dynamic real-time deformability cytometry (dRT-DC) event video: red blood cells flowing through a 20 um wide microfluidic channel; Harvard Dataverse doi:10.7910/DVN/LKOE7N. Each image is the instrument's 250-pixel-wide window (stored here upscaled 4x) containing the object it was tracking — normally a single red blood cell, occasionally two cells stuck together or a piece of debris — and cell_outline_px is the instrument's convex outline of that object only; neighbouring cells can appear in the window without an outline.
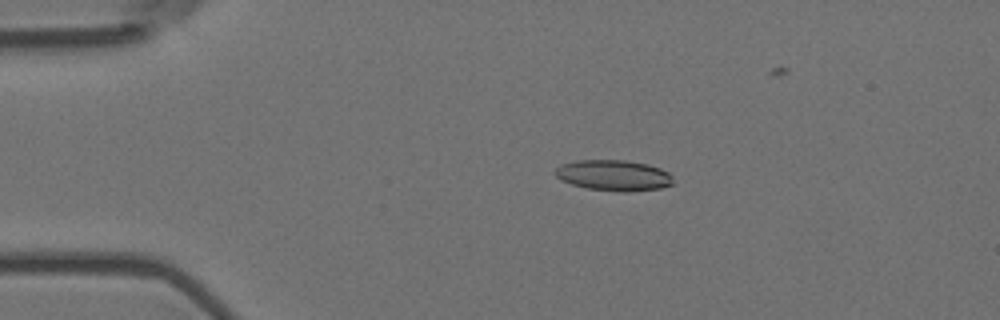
{"species": "Egyptian fruit bat (a non-hibernating species)", "species_latin": "Rousettus aegyptiacus", "temperature_condition": "room temperature", "stored_images_in_passage": 8, "camera_frame_rate_fps": 3000, "um_per_image_px": 0.085, "animal": {"sex": "female"}, "frame": {"image": 1, "passage_image": 4, "time_ms": 1.0, "image_size_px": [1000, 320], "cell_outline_px": [[672, 184], [660, 188], [628, 192], [620, 192], [588, 188], [572, 184], [560, 180], [552, 172], [556, 168], [564, 164], [576, 160], [624, 160], [648, 164], [660, 168], [668, 172], [672, 176]], "centroid_in_image_um": [52.15, 14.9], "position_along_channel_um": 32.8, "area_um2": 21.15}}
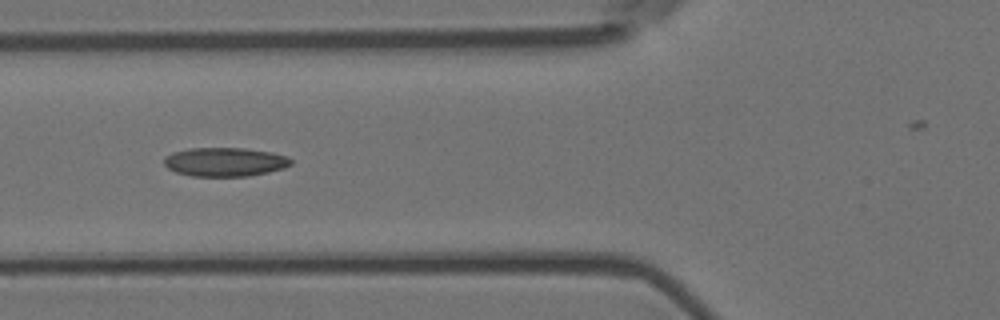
{"frame": {"image": 2, "passage_image": 7, "time_ms": 2.0, "image_size_px": [1000, 320], "cell_outline_px": [[292, 164], [284, 168], [268, 172], [248, 176], [192, 176], [176, 172], [168, 168], [164, 164], [164, 156], [172, 152], [188, 148], [244, 148], [272, 152], [288, 156], [292, 160]], "centroid_in_image_um": [19.12, 13.76], "position_along_channel_um": 106.7, "area_um2": 21.5}}
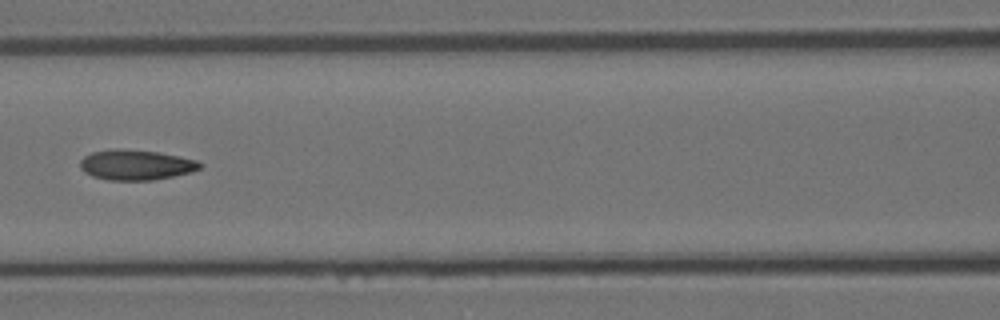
{"frame": {"image": 3, "passage_image": 8, "time_ms": 2.333, "image_size_px": [1000, 320], "cell_outline_px": [[204, 164], [200, 168], [192, 172], [152, 180], [108, 180], [92, 176], [84, 172], [80, 168], [80, 160], [84, 156], [92, 152], [112, 148], [120, 148], [160, 152], [180, 156], [196, 160]], "centroid_in_image_um": [11.55, 14.0], "position_along_channel_um": 155.1, "area_um2": 21.33}}